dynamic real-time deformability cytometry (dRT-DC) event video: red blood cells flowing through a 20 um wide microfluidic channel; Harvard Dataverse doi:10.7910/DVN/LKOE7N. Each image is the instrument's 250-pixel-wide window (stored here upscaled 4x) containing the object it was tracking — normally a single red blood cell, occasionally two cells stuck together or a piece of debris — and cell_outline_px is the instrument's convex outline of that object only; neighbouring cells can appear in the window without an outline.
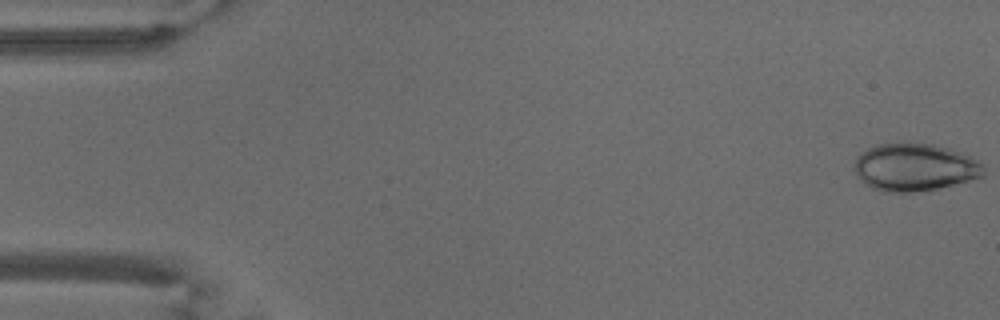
{"species": "common noctule bat (a hibernating species)", "species_latin": "Nyctalus noctula", "temperature_condition": "warm", "stored_images_in_passage": 53, "camera_frame_rate_fps": 3000, "um_per_image_px": 0.085, "animal": {"sex": "male", "body_mass_g": 18.8}, "frame": {"image": 1, "passage_image": 1, "time_ms": 0.0, "image_size_px": [1000, 320], "cell_outline_px": [[984, 176], [936, 188], [912, 192], [880, 192], [864, 184], [856, 176], [852, 168], [856, 156], [860, 152], [868, 148], [880, 144], [904, 140], [908, 140], [932, 144], [948, 148], [960, 152], [984, 164]], "centroid_in_image_um": [77.66, 14.18], "position_along_channel_um": 7.3, "area_um2": 36.53}}
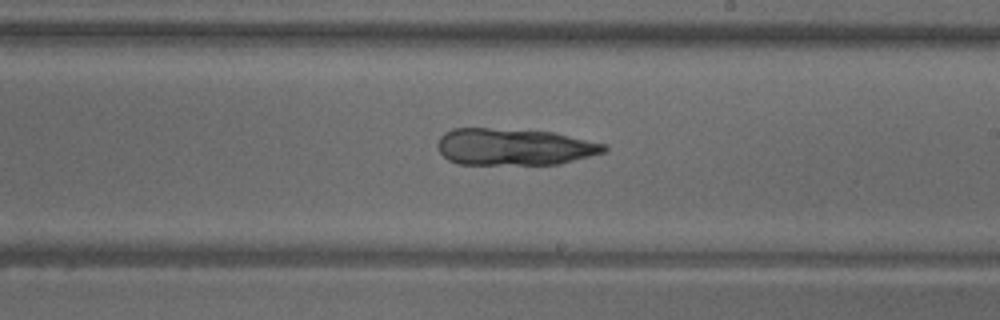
{"frame": {"image": 2, "passage_image": 31, "time_ms": 10.0, "image_size_px": [1000, 320], "cell_outline_px": [[608, 148], [604, 152], [560, 164], [460, 164], [448, 160], [440, 152], [436, 144], [440, 136], [444, 132], [452, 128], [488, 128], [552, 132], [604, 144]], "centroid_in_image_um": [43.64, 12.48], "position_along_channel_um": 245.4, "area_um2": 35.49}}
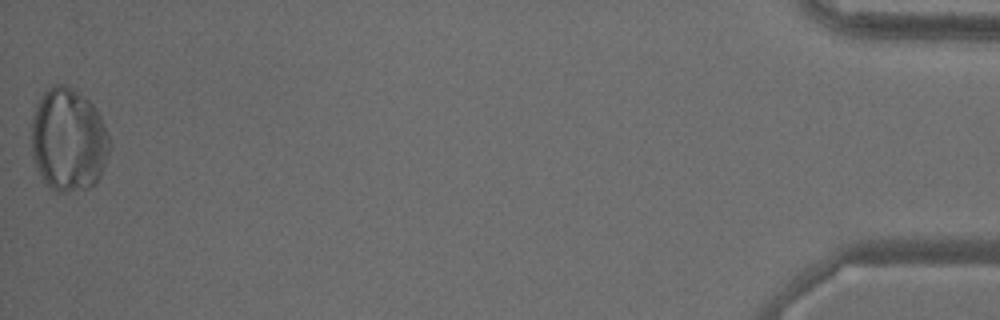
{"frame": {"image": 3, "passage_image": 53, "time_ms": 17.333, "image_size_px": [1000, 320], "cell_outline_px": [[112, 144], [100, 176], [88, 188], [64, 192], [56, 192], [44, 184], [36, 168], [32, 156], [32, 120], [36, 104], [40, 96], [52, 84], [64, 84], [72, 88], [88, 100], [92, 104], [100, 116], [108, 132]], "centroid_in_image_um": [5.8, 11.89], "position_along_channel_um": 429.4, "area_um2": 47.34}}